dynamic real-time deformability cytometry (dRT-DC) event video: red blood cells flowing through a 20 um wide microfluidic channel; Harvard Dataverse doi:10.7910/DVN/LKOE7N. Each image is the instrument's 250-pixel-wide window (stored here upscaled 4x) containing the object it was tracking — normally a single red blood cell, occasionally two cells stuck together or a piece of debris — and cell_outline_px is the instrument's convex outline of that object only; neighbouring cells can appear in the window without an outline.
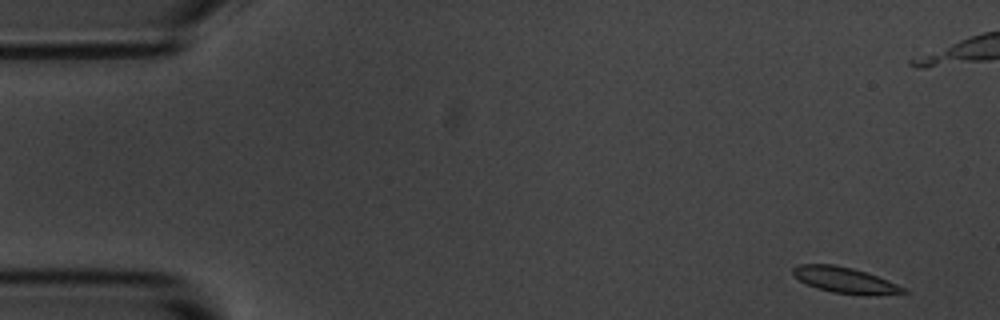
{"species": "common noctule bat (a hibernating species)", "species_latin": "Nyctalus noctula", "temperature_condition": "room temperature", "stored_images_in_passage": 5, "camera_frame_rate_fps": 3000, "um_per_image_px": 0.085, "animal": {"sex": "male", "body_mass_g": 20.1, "forearm_length_mm": 53.5}, "frame": {"image": 1, "passage_image": 1, "time_ms": 0.0, "image_size_px": [1000, 320], "cell_outline_px": [[912, 292], [876, 296], [832, 292], [816, 288], [800, 280], [792, 272], [792, 268], [800, 264], [832, 264], [852, 268], [876, 276], [896, 284]], "centroid_in_image_um": [71.85, 23.82], "position_along_channel_um": 13.2, "area_um2": 16.47}}